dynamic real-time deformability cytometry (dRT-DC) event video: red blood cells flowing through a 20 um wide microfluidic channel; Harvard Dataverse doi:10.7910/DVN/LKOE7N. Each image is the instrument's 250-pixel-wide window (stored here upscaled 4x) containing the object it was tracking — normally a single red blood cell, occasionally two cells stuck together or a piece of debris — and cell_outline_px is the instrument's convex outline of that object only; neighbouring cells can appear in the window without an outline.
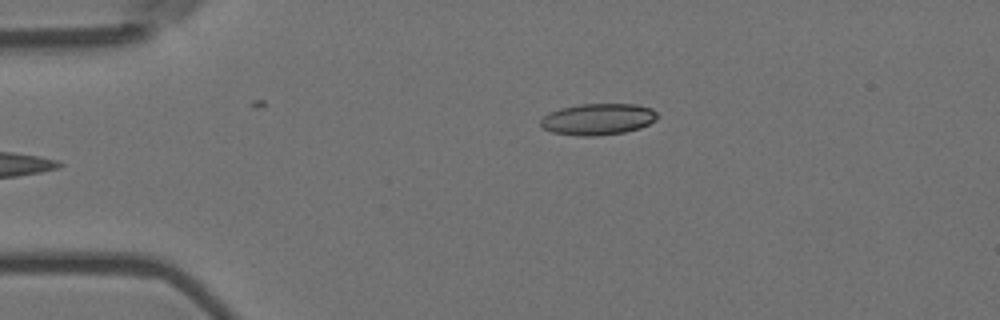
{"species": "Egyptian fruit bat (a non-hibernating species)", "species_latin": "Rousettus aegyptiacus", "temperature_condition": "room temperature", "stored_images_in_passage": 5, "camera_frame_rate_fps": 3000, "um_per_image_px": 0.085, "animal": {"sex": "female"}, "frame": {"image": 1, "passage_image": 5, "time_ms": 1.333, "image_size_px": [1000, 320], "cell_outline_px": [[656, 120], [640, 128], [624, 132], [592, 136], [580, 136], [552, 132], [544, 128], [540, 124], [540, 120], [548, 112], [560, 108], [580, 104], [636, 104], [652, 108], [656, 112]], "centroid_in_image_um": [50.81, 10.12], "position_along_channel_um": 34.2, "area_um2": 21.33}}